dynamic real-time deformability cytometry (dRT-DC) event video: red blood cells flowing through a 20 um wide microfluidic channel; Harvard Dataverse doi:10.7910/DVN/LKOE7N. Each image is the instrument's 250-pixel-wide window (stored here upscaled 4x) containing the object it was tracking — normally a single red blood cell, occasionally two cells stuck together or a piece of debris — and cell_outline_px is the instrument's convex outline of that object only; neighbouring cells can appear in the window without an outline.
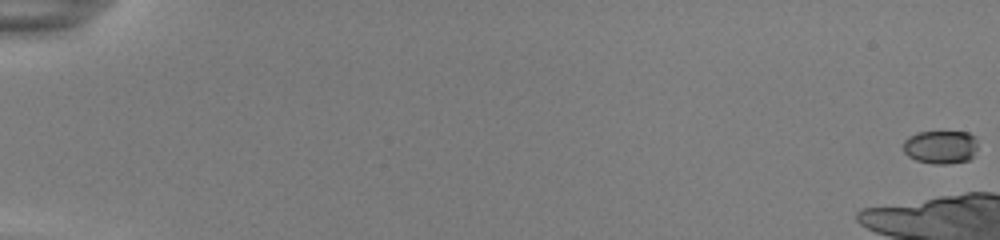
{"species": "common noctule bat (a hibernating species)", "species_latin": "Nyctalus noctula", "temperature_condition": "room temperature", "stored_images_in_passage": 11, "camera_frame_rate_fps": 3000, "um_per_image_px": 0.085, "animal": {"sex": "female", "body_mass_g": 22.0, "forearm_length_mm": 56.7}, "frame": {"image": 1, "passage_image": 1, "time_ms": 0.0, "image_size_px": [1000, 240], "cell_outline_px": [[976, 148], [972, 156], [968, 160], [948, 164], [932, 164], [916, 160], [908, 156], [904, 152], [904, 140], [908, 136], [916, 132], [968, 132], [976, 136]], "centroid_in_image_um": [79.94, 12.49], "position_along_channel_um": 5.1, "area_um2": 14.57}}